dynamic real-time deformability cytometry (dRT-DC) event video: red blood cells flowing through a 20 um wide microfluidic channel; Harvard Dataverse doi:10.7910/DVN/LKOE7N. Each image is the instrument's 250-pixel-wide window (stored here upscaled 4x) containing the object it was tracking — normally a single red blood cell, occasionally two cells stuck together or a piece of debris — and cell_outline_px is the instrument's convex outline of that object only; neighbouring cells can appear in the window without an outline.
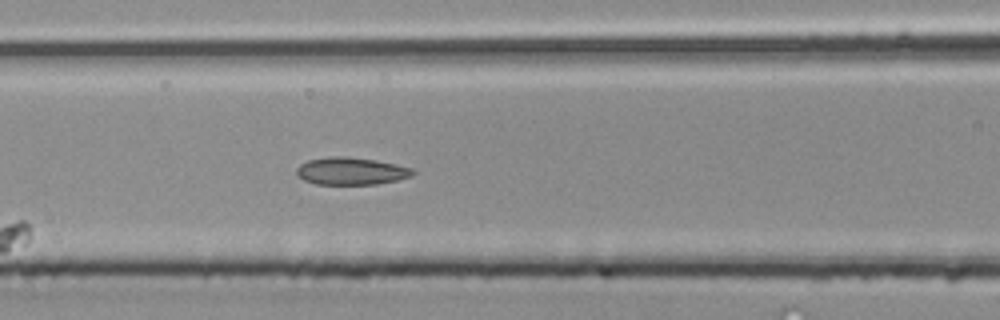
{"species": "common noctule bat (a hibernating species)", "species_latin": "Nyctalus noctula", "temperature_condition": "room temperature", "stored_images_in_passage": 7, "segment_of_instrument_passage": [2, 3], "camera_frame_rate_fps": 3000, "um_per_image_px": 0.085, "animal": {"sex": "male", "body_mass_g": 20.4}, "frame": {"image": 1, "passage_image": 6, "time_ms": 1.667, "image_size_px": [1000, 320], "cell_outline_px": [[416, 172], [412, 176], [396, 180], [376, 184], [316, 184], [304, 180], [296, 176], [296, 168], [300, 164], [308, 160], [328, 156], [340, 156], [376, 160], [396, 164], [412, 168]], "centroid_in_image_um": [29.82, 14.54], "position_along_channel_um": 136.8, "area_um2": 18.61}}